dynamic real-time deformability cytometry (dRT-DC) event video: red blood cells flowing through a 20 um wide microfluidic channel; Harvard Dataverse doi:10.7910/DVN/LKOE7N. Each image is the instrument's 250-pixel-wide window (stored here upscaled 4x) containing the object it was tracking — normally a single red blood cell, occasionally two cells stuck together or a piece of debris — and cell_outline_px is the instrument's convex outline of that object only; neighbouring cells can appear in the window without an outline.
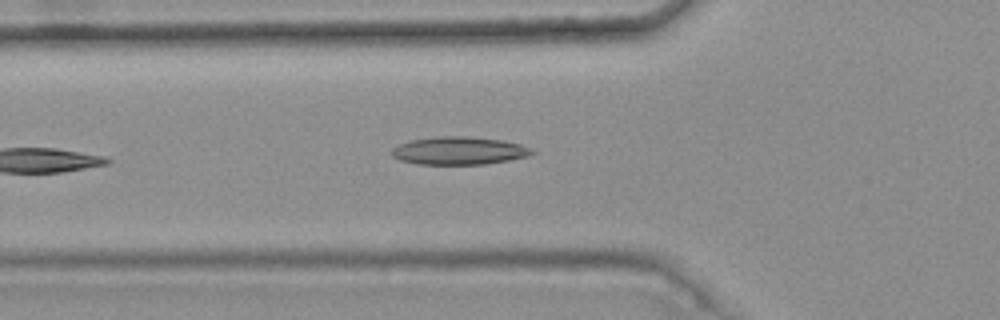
{"species": "common noctule bat (a hibernating species)", "species_latin": "Nyctalus noctula", "temperature_condition": "warm", "stored_images_in_passage": 5, "camera_frame_rate_fps": 3000, "um_per_image_px": 0.085, "animal": {"sex": "female", "body_mass_g": 25.1}, "frame": {"image": 1, "passage_image": 5, "time_ms": 1.333, "image_size_px": [1000, 320], "cell_outline_px": [[536, 152], [528, 156], [508, 160], [484, 164], [416, 164], [400, 160], [392, 156], [392, 148], [400, 144], [412, 140], [440, 136], [464, 136], [504, 140], [520, 144], [532, 148]], "centroid_in_image_um": [39.04, 12.81], "position_along_channel_um": 86.8, "area_um2": 22.72}}